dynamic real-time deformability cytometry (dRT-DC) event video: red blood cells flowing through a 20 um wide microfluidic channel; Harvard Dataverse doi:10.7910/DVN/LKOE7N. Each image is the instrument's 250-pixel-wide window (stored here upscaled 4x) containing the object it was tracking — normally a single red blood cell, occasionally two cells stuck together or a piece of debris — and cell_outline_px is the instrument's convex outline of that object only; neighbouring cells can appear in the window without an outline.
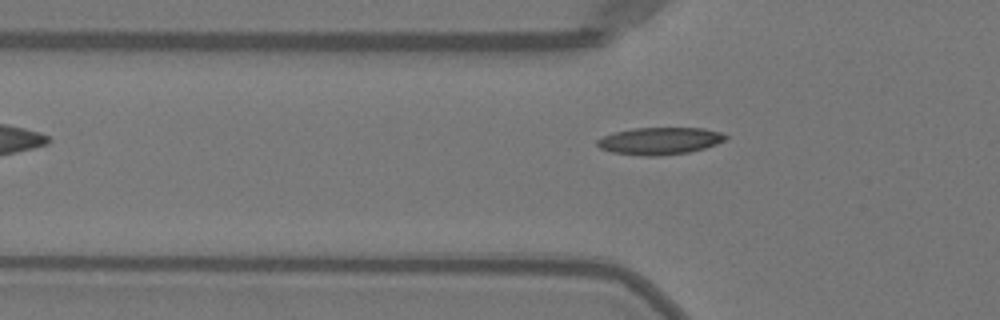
{"species": "Egyptian fruit bat (a non-hibernating species)", "species_latin": "Rousettus aegyptiacus", "temperature_condition": "warm", "stored_images_in_passage": 35, "camera_frame_rate_fps": 3000, "um_per_image_px": 0.085, "animal": {"sex": "female"}, "frame": {"image": 1, "passage_image": 4, "time_ms": 1.0, "image_size_px": [1000, 320], "cell_outline_px": [[728, 136], [724, 140], [716, 144], [704, 148], [688, 152], [660, 156], [644, 156], [612, 152], [600, 148], [596, 144], [596, 140], [612, 132], [632, 128], [704, 128], [720, 132]], "centroid_in_image_um": [56.05, 11.97], "position_along_channel_um": 69.8, "area_um2": 20.35}}
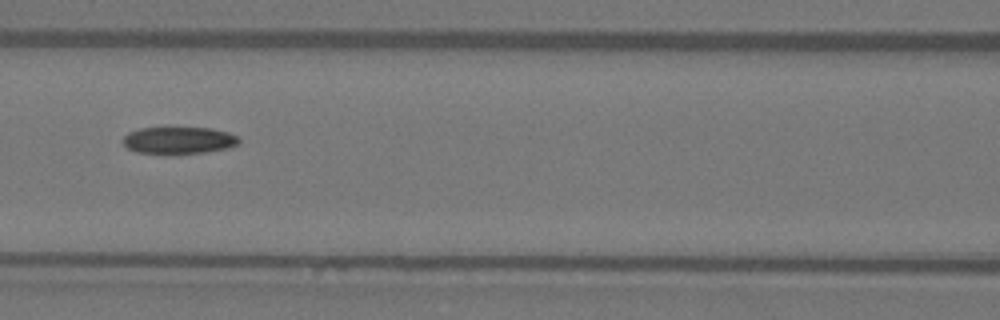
{"frame": {"image": 2, "passage_image": 10, "time_ms": 3.0, "image_size_px": [1000, 320], "cell_outline_px": [[240, 144], [228, 148], [204, 152], [176, 156], [136, 152], [128, 148], [124, 144], [124, 136], [128, 132], [140, 128], [208, 128], [228, 132], [240, 136]], "centroid_in_image_um": [15.22, 11.96], "position_along_channel_um": 151.4, "area_um2": 18.79}}
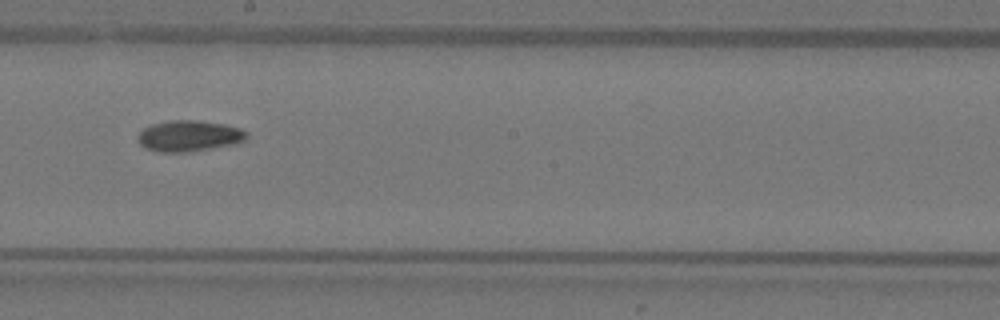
{"frame": {"image": 3, "passage_image": 16, "time_ms": 5.0, "image_size_px": [1000, 320], "cell_outline_px": [[248, 136], [244, 140], [236, 144], [184, 152], [156, 152], [144, 148], [136, 140], [136, 136], [144, 128], [152, 124], [168, 120], [196, 120], [224, 124], [240, 128], [248, 132]], "centroid_in_image_um": [16.04, 11.55], "position_along_channel_um": 232.2, "area_um2": 19.83}, "authors_computed_cell_mechanics": {"area_um2": 18.7272, "velocity_mm_per_s": 4.0545, "shape_relaxation_time_tau1_ms": 4.6366, "shape_relaxation_time_tau2_ms": null, "deformation_change_tau1": 0.1621, "deformation_change_tau2": null}}